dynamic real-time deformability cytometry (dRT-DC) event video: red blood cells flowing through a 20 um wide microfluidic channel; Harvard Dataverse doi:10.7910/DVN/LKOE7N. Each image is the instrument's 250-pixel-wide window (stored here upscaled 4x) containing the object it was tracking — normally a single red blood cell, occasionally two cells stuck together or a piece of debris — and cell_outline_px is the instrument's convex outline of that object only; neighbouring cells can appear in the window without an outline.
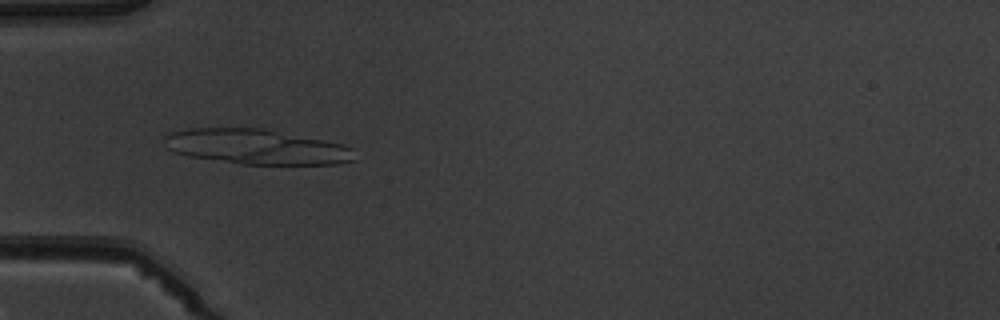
{"species": "common noctule bat (a hibernating species)", "species_latin": "Nyctalus noctula", "temperature_condition": "warm", "stored_images_in_passage": 6, "camera_frame_rate_fps": 3000, "um_per_image_px": 0.085, "animal": {"sex": "male", "body_mass_g": 19.5, "forearm_length_mm": 54.6}, "frame": {"image": 1, "passage_image": 6, "time_ms": 6.0, "image_size_px": [1000, 320], "cell_outline_px": [[356, 160], [336, 164], [240, 164], [188, 156], [172, 152], [164, 148], [160, 140], [168, 132], [188, 128], [264, 128], [344, 144], [352, 148]], "centroid_in_image_um": [21.71, 12.47], "position_along_channel_um": 63.3, "area_um2": 39.48}}